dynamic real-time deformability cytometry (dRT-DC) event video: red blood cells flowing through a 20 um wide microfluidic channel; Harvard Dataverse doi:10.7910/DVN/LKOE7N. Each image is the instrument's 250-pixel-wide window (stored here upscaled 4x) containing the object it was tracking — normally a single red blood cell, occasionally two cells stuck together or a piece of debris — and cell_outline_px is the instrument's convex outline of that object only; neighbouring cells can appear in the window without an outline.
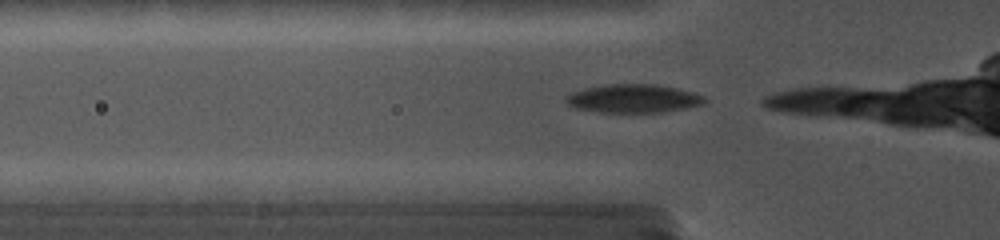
{"species": "common noctule bat (a hibernating species)", "species_latin": "Nyctalus noctula", "temperature_condition": "cold", "stored_images_in_passage": 4, "camera_frame_rate_fps": 5000, "um_per_image_px": 0.085, "animal": {"sex": "female", "body_mass_g": 19.0, "forearm_length_mm": 56.7}, "frame": {"image": 1, "passage_image": 2, "time_ms": 0.2, "image_size_px": [1000, 240], "cell_outline_px": [[708, 100], [704, 104], [664, 112], [600, 112], [576, 108], [568, 104], [564, 100], [572, 92], [584, 88], [608, 84], [656, 84], [680, 88], [704, 96]], "centroid_in_image_um": [53.87, 8.37], "position_along_channel_um": 71.9, "area_um2": 23.0}}